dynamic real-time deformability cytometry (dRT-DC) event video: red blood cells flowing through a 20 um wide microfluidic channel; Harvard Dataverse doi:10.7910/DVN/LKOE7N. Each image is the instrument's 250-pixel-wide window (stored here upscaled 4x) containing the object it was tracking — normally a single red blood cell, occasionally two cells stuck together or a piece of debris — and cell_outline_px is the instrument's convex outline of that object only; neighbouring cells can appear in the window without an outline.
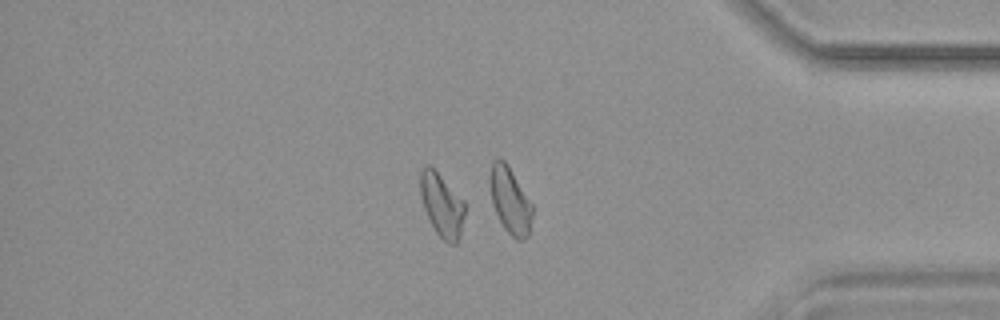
{"species": "common noctule bat (a hibernating species)", "species_latin": "Nyctalus noctula", "temperature_condition": "warm", "stored_images_in_passage": 51, "camera_frame_rate_fps": 3000, "um_per_image_px": 0.085, "animal": {"sex": "female", "body_mass_g": 19.9}, "frame": {"image": 1, "passage_image": 44, "time_ms": 14.333, "image_size_px": [1000, 320], "cell_outline_px": [[464, 216], [460, 236], [456, 244], [448, 244], [436, 232], [424, 208], [420, 196], [420, 168], [424, 164], [428, 164], [464, 200]], "centroid_in_image_um": [37.54, 17.42], "position_along_channel_um": 397.7, "area_um2": 16.24}, "authors_computed_cell_mechanics": {"area_um2": 16.9354, "velocity_mm_per_s": 3.8003, "shape_relaxation_time_tau1_ms": null, "shape_relaxation_time_tau2_ms": 3.1559, "deformation_change_tau1": null, "deformation_change_tau2": 0.1142}}